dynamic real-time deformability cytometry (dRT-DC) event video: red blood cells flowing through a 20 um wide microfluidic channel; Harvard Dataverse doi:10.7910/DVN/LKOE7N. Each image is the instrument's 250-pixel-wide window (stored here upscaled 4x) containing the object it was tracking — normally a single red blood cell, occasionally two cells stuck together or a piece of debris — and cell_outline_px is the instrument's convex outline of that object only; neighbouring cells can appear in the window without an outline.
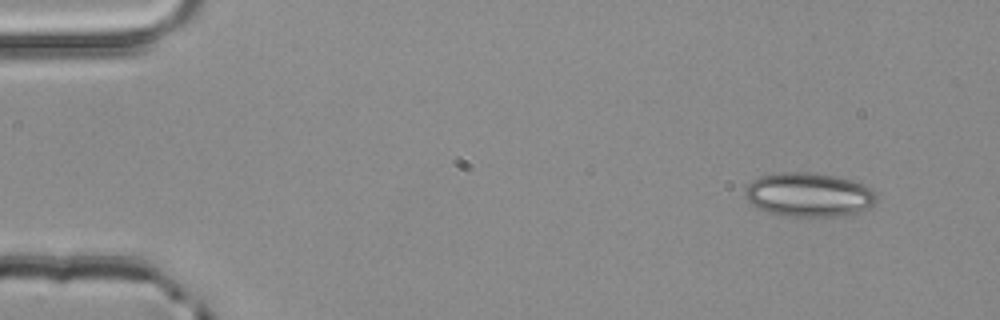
{"species": "common noctule bat (a hibernating species)", "species_latin": "Nyctalus noctula", "temperature_condition": "room temperature", "stored_images_in_passage": 2, "segment_of_instrument_passage": [2, 2], "camera_frame_rate_fps": 3000, "um_per_image_px": 0.085, "animal": {"sex": "male", "body_mass_g": 20.4}, "frame": {"image": 1, "passage_image": 2, "time_ms": 0.333, "image_size_px": [1000, 320], "cell_outline_px": [[876, 200], [868, 208], [844, 216], [784, 216], [764, 212], [752, 204], [744, 196], [744, 188], [752, 180], [760, 176], [780, 172], [808, 172], [832, 176], [852, 180], [864, 184], [872, 188], [876, 192]], "centroid_in_image_um": [68.72, 16.55], "position_along_channel_um": 16.3, "area_um2": 33.93}}